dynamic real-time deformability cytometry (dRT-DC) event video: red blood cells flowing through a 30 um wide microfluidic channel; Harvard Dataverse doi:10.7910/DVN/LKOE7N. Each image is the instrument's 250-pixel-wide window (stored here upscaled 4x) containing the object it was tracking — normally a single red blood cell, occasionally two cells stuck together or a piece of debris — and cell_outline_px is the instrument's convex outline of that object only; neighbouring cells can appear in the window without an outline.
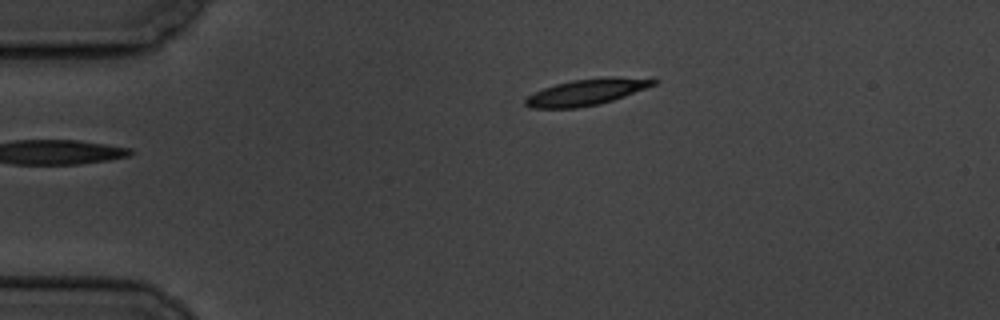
{"species": "common noctule bat (a hibernating species)", "species_latin": "Nyctalus noctula", "temperature_condition": "cold", "stored_images_in_passage": 4, "camera_frame_rate_fps": 3000, "um_per_image_px": 0.085, "animal": {"sex": "male", "body_mass_g": 19.5, "forearm_length_mm": 54.6}, "frame": {"image": 1, "passage_image": 4, "time_ms": 3.667, "image_size_px": [1000, 320], "cell_outline_px": [[660, 80], [656, 84], [624, 96], [600, 104], [576, 108], [532, 108], [524, 104], [524, 100], [528, 96], [544, 88], [556, 84], [572, 80], [604, 76], [612, 76]], "centroid_in_image_um": [49.85, 7.82], "position_along_channel_um": 35.2, "area_um2": 19.48}}